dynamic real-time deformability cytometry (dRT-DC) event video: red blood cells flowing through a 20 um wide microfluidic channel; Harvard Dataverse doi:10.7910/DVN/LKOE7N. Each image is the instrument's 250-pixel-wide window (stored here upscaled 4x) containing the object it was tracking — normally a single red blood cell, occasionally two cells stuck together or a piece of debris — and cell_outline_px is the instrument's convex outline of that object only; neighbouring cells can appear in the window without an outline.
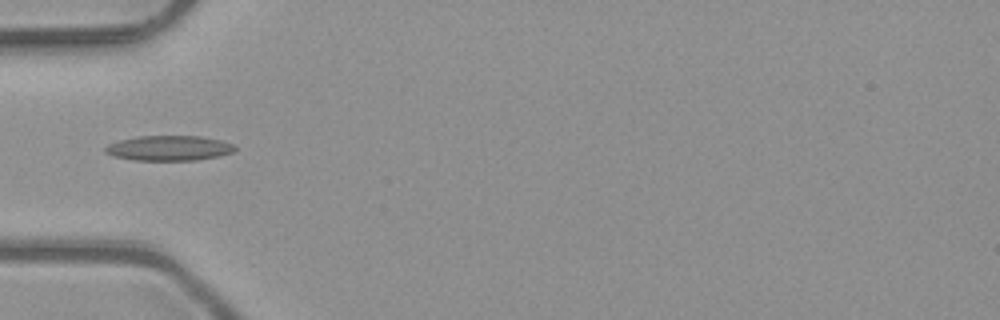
{"species": "common noctule bat (a hibernating species)", "species_latin": "Nyctalus noctula", "temperature_condition": "room temperature", "stored_images_in_passage": 5, "camera_frame_rate_fps": 3000, "um_per_image_px": 0.085, "animal": {"sex": "male", "body_mass_g": 23.1, "forearm_length_mm": 52.7}, "frame": {"image": 1, "passage_image": 5, "time_ms": 1.333, "image_size_px": [1000, 320], "cell_outline_px": [[236, 148], [232, 152], [220, 156], [196, 160], [132, 160], [112, 156], [104, 152], [104, 148], [108, 144], [120, 140], [136, 136], [200, 136], [220, 140], [232, 144]], "centroid_in_image_um": [14.32, 12.59], "position_along_channel_um": 70.7, "area_um2": 18.96}}